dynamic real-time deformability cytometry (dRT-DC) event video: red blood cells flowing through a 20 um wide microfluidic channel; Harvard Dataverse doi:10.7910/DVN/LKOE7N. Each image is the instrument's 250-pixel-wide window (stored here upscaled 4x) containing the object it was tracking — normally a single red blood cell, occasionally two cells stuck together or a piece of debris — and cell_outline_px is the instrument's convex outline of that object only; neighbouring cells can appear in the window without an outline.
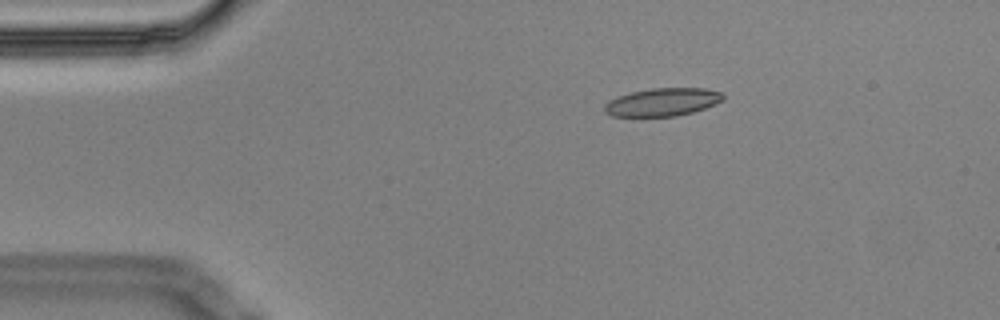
{"species": "Egyptian fruit bat (a non-hibernating species)", "species_latin": "Rousettus aegyptiacus", "temperature_condition": "cold", "stored_images_in_passage": 5, "camera_frame_rate_fps": 3000, "um_per_image_px": 0.085, "animal": {"sex": "male"}, "frame": {"image": 1, "passage_image": 2, "time_ms": 0.333, "image_size_px": [1000, 320], "cell_outline_px": [[724, 100], [716, 104], [692, 112], [676, 116], [612, 116], [604, 112], [604, 104], [608, 100], [632, 92], [652, 88], [704, 88], [724, 92]], "centroid_in_image_um": [56.34, 8.67], "position_along_channel_um": 28.7, "area_um2": 19.36}}